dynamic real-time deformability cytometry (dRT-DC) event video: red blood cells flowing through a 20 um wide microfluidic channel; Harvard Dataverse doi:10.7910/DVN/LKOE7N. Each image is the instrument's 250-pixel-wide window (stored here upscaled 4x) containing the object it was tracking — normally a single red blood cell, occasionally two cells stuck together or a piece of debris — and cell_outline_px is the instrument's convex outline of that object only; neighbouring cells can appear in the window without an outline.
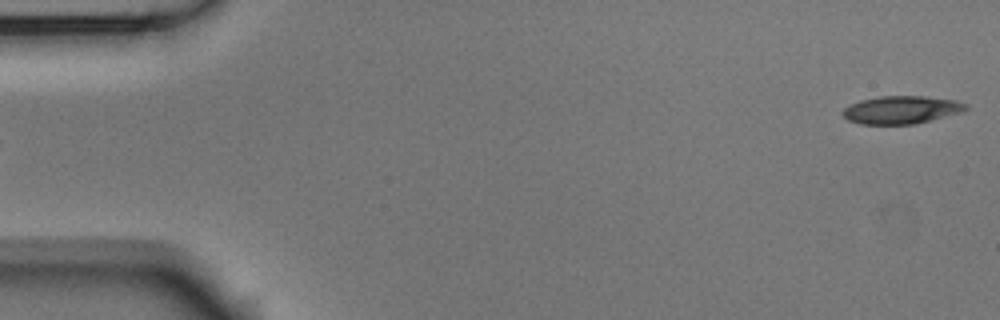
{"species": "Egyptian fruit bat (a non-hibernating species)", "species_latin": "Rousettus aegyptiacus", "temperature_condition": "room temperature", "stored_images_in_passage": 4, "segment_of_instrument_passage": [2, 2], "camera_frame_rate_fps": 3000, "um_per_image_px": 0.085, "animal": {"sex": "male"}, "frame": {"image": 1, "passage_image": 4, "time_ms": 1.0, "image_size_px": [1000, 320], "cell_outline_px": [[968, 108], [960, 112], [916, 124], [860, 124], [848, 120], [840, 112], [844, 108], [860, 100], [880, 96], [924, 96], [956, 100], [968, 104]], "centroid_in_image_um": [76.61, 9.33], "position_along_channel_um": 8.4, "area_um2": 19.94}}